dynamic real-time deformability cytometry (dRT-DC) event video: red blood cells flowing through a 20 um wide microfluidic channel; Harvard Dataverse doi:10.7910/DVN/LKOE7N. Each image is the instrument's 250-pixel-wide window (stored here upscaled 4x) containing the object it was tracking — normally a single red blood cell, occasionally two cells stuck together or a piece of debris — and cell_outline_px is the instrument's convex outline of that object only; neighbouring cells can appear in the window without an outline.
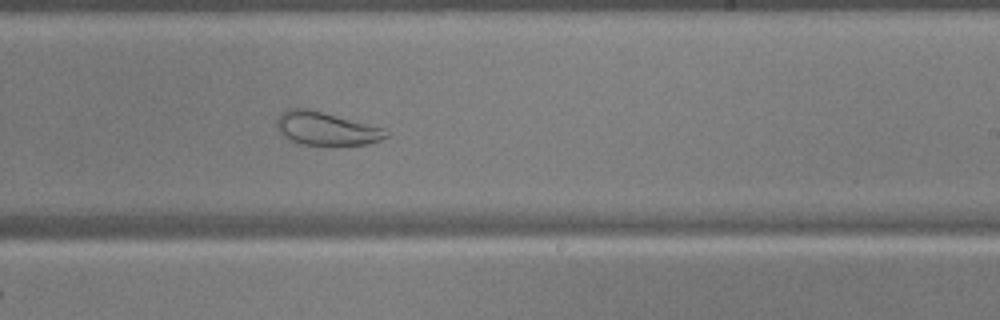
{"species": "common noctule bat (a hibernating species)", "species_latin": "Nyctalus noctula", "temperature_condition": "warm", "stored_images_in_passage": 54, "camera_frame_rate_fps": 3000, "um_per_image_px": 0.085, "animal": {"sex": "male", "body_mass_g": 17.9, "forearm_length_mm": 54.2}, "frame": {"image": 1, "passage_image": 34, "time_ms": 11.0, "image_size_px": [1000, 320], "cell_outline_px": [[388, 136], [380, 140], [368, 144], [332, 148], [300, 144], [284, 136], [280, 132], [276, 124], [276, 120], [280, 112], [288, 108], [308, 108], [384, 128], [388, 132]], "centroid_in_image_um": [27.72, 10.97], "position_along_channel_um": 261.3, "area_um2": 21.91}}
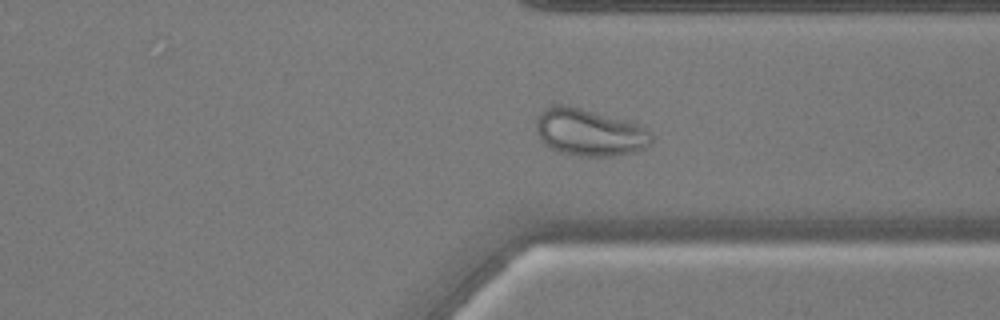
{"frame": {"image": 2, "passage_image": 42, "time_ms": 13.667, "image_size_px": [1000, 320], "cell_outline_px": [[652, 140], [644, 148], [632, 152], [612, 156], [580, 156], [564, 152], [552, 148], [544, 144], [536, 132], [536, 120], [540, 112], [544, 108], [552, 104], [568, 104], [628, 120], [648, 128], [652, 132]], "centroid_in_image_um": [50.1, 11.21], "position_along_channel_um": 361.3, "area_um2": 31.96}}
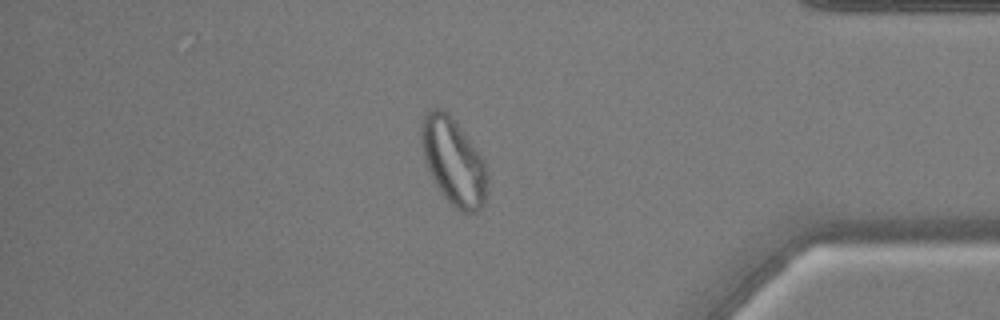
{"frame": {"image": 3, "passage_image": 47, "time_ms": 15.333, "image_size_px": [1000, 320], "cell_outline_px": [[488, 192], [484, 204], [476, 212], [460, 212], [440, 192], [424, 160], [420, 144], [420, 124], [424, 112], [432, 108], [440, 108], [448, 112], [484, 160], [488, 176]], "centroid_in_image_um": [38.53, 13.71], "position_along_channel_um": 396.7, "area_um2": 33.58}}